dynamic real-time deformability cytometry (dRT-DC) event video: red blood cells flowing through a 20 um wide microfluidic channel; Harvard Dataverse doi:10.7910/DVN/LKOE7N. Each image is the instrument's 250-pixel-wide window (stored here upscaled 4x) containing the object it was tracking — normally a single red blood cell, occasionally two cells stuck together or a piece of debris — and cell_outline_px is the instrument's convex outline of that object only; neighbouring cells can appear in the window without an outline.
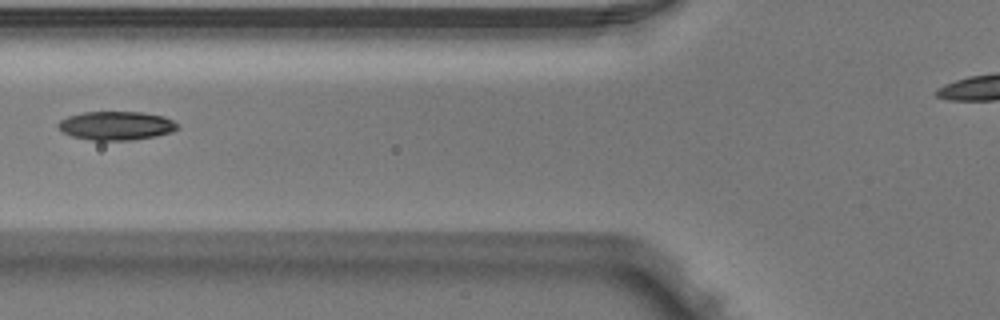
{"species": "Egyptian fruit bat (a non-hibernating species)", "species_latin": "Rousettus aegyptiacus", "temperature_condition": "warm", "stored_images_in_passage": 6, "camera_frame_rate_fps": 3000, "um_per_image_px": 0.085, "animal": {"sex": "male"}, "frame": {"image": 1, "passage_image": 6, "time_ms": 1.667, "image_size_px": [1000, 320], "cell_outline_px": [[180, 128], [172, 132], [156, 136], [128, 140], [92, 140], [72, 136], [64, 132], [56, 124], [60, 120], [68, 116], [84, 112], [140, 112], [164, 116], [180, 124]], "centroid_in_image_um": [9.92, 10.68], "position_along_channel_um": 115.9, "area_um2": 19.94}}